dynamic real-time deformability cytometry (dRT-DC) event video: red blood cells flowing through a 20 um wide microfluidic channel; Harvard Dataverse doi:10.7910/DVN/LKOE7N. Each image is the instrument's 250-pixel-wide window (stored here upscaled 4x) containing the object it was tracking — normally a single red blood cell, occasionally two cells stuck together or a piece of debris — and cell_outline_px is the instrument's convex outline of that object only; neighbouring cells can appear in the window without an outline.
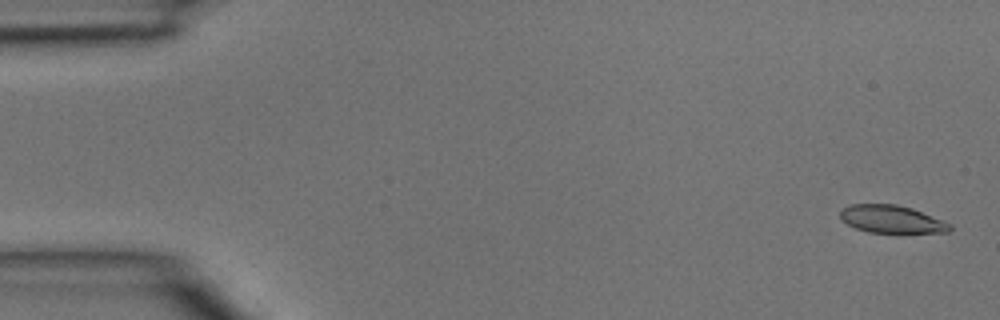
{"species": "common noctule bat (a hibernating species)", "species_latin": "Nyctalus noctula", "temperature_condition": "room temperature", "stored_images_in_passage": 4, "camera_frame_rate_fps": 3000, "um_per_image_px": 0.085, "animal": {"sex": "male", "body_mass_g": 15.6}, "frame": {"image": 1, "passage_image": 1, "time_ms": 0.0, "image_size_px": [1000, 320], "cell_outline_px": [[952, 228], [948, 232], [868, 232], [856, 228], [840, 220], [840, 212], [844, 208], [852, 204], [896, 204], [912, 208], [952, 224]], "centroid_in_image_um": [75.78, 18.62], "position_along_channel_um": 9.2, "area_um2": 17.51}}
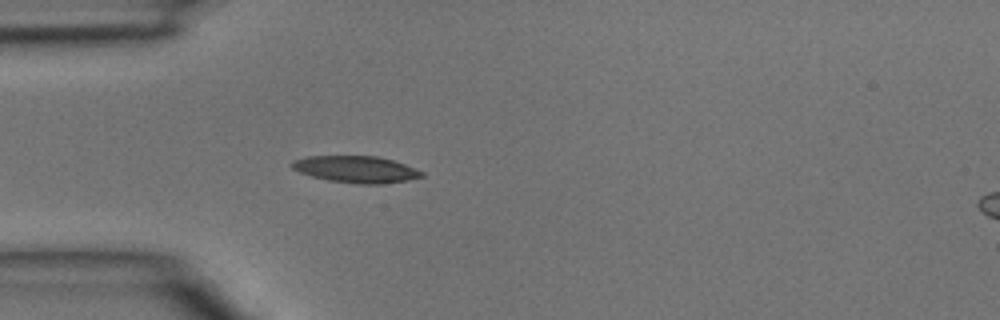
{"frame": {"image": 2, "passage_image": 4, "time_ms": 1.0, "image_size_px": [1000, 320], "cell_outline_px": [[424, 176], [408, 180], [384, 184], [360, 184], [328, 180], [312, 176], [300, 172], [292, 168], [288, 164], [292, 160], [308, 156], [376, 156], [392, 160], [404, 164], [424, 172]], "centroid_in_image_um": [30.24, 14.39], "position_along_channel_um": 54.8, "area_um2": 20.23}}